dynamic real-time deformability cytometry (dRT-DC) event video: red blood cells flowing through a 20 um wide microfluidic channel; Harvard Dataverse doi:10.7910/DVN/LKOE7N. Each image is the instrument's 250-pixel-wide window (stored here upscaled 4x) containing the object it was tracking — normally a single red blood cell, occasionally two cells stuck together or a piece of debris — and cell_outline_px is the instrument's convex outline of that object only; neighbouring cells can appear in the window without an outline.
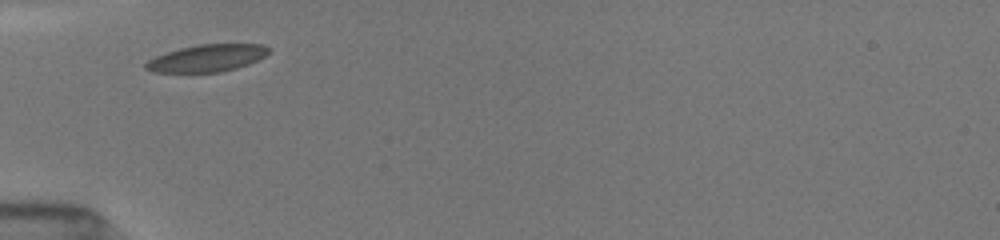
{"species": "common noctule bat (a hibernating species)", "species_latin": "Nyctalus noctula", "temperature_condition": "room temperature", "stored_images_in_passage": 3, "camera_frame_rate_fps": 3000, "um_per_image_px": 0.085, "animal": {"sex": "female", "body_mass_g": 19.5, "forearm_length_mm": 54.1}, "frame": {"image": 1, "passage_image": 1, "time_ms": 0.0, "image_size_px": [1000, 240], "cell_outline_px": [[268, 52], [264, 56], [248, 64], [236, 68], [220, 72], [152, 72], [144, 68], [144, 64], [148, 60], [156, 56], [180, 48], [200, 44], [264, 44], [268, 48]], "centroid_in_image_um": [17.57, 4.94], "position_along_channel_um": 67.4, "area_um2": 19.25}}